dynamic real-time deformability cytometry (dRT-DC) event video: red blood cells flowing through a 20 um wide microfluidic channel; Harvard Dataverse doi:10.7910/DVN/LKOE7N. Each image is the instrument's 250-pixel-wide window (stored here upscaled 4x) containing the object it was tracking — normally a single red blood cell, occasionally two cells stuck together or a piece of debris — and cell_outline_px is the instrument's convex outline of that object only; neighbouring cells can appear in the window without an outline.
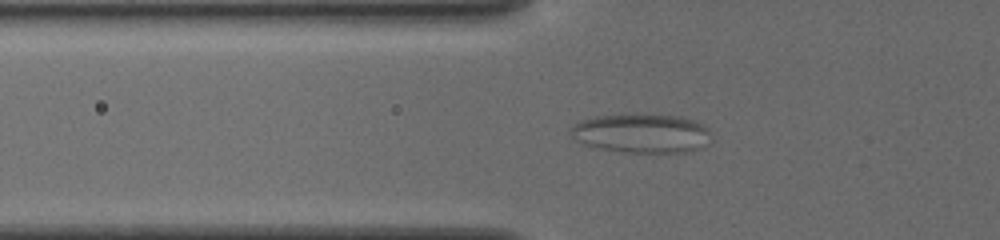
{"species": "common noctule bat (a hibernating species)", "species_latin": "Nyctalus noctula", "temperature_condition": "cold", "stored_images_in_passage": 56, "camera_frame_rate_fps": 3000, "um_per_image_px": 0.085, "animal": {"sex": "female", "body_mass_g": 19.5, "forearm_length_mm": 54.1}, "frame": {"image": 1, "passage_image": 22, "time_ms": 7.0, "image_size_px": [1000, 240], "cell_outline_px": [[708, 128], [696, 148], [684, 152], [624, 152], [600, 148], [584, 144], [572, 136], [572, 128], [580, 120], [596, 116], [680, 116], [692, 120]], "centroid_in_image_um": [54.4, 11.34], "position_along_channel_um": 71.4, "area_um2": 30.11}}
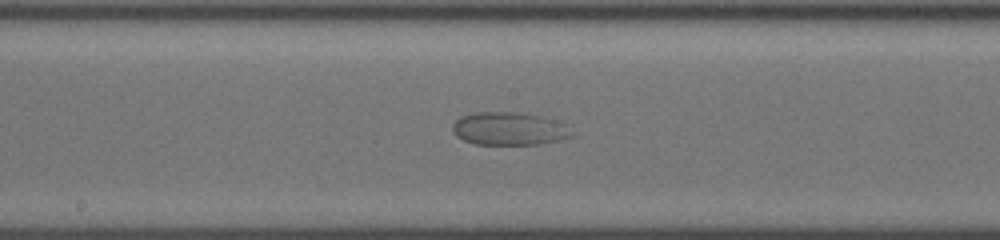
{"frame": {"image": 2, "passage_image": 33, "time_ms": 10.667, "image_size_px": [1000, 240], "cell_outline_px": [[572, 136], [560, 140], [540, 144], [476, 144], [464, 140], [456, 136], [452, 128], [452, 124], [460, 116], [476, 112], [524, 112], [540, 116], [564, 124]], "centroid_in_image_um": [43.22, 10.93], "position_along_channel_um": 205.0, "area_um2": 22.72}}
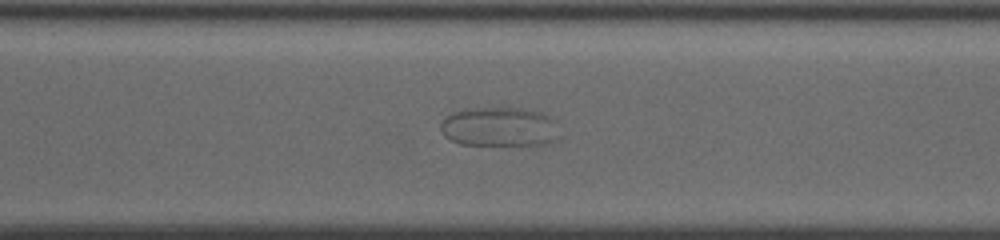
{"frame": {"image": 3, "passage_image": 43, "time_ms": 14.0, "image_size_px": [1000, 240], "cell_outline_px": [[564, 136], [556, 140], [544, 144], [460, 144], [444, 136], [440, 128], [440, 124], [448, 116], [456, 112], [468, 108], [520, 108], [544, 112], [552, 116], [556, 120]], "centroid_in_image_um": [42.58, 10.77], "position_along_channel_um": 328.0, "area_um2": 27.57}}